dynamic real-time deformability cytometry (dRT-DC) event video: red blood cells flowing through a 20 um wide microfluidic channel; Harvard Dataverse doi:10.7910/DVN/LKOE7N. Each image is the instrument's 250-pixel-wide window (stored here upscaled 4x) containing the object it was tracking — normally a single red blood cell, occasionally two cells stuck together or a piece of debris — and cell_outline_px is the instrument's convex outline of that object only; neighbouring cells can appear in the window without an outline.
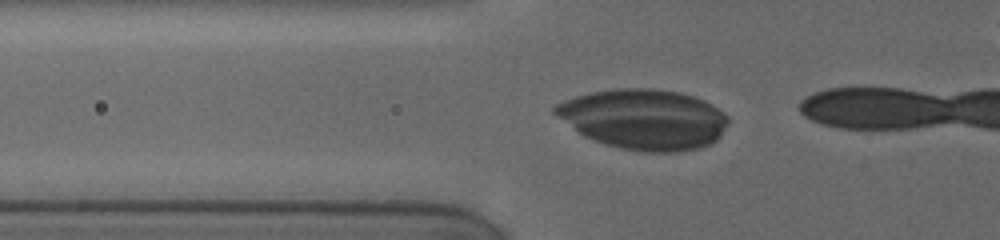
{"species": "human", "species_latin": "Homo sapiens", "temperature_condition": "cold", "stored_images_in_passage": 5, "camera_frame_rate_fps": 3000, "um_per_image_px": 0.085, "donor": {"sex": "female"}, "frame": {"image": 1, "passage_image": 3, "time_ms": 1.0, "image_size_px": [1000, 240], "cell_outline_px": [[728, 124], [720, 136], [716, 140], [700, 148], [676, 152], [644, 152], [620, 148], [584, 136], [552, 112], [552, 108], [556, 104], [564, 100], [576, 96], [592, 92], [612, 88], [652, 88], [680, 92], [704, 100], [712, 104], [728, 116]], "centroid_in_image_um": [54.75, 10.12], "position_along_channel_um": 71.1, "area_um2": 60.69}}